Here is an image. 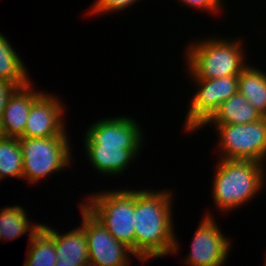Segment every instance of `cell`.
I'll return each instance as SVG.
<instances>
[{"label":"cell","instance_id":"6da1fadb","mask_svg":"<svg viewBox=\"0 0 266 266\" xmlns=\"http://www.w3.org/2000/svg\"><path fill=\"white\" fill-rule=\"evenodd\" d=\"M171 194L164 191H135L134 256L149 258L176 254ZM171 208V209H170Z\"/></svg>","mask_w":266,"mask_h":266},{"label":"cell","instance_id":"7a4b0ae2","mask_svg":"<svg viewBox=\"0 0 266 266\" xmlns=\"http://www.w3.org/2000/svg\"><path fill=\"white\" fill-rule=\"evenodd\" d=\"M142 136L141 128L133 119H101L86 132L85 151L95 169L106 175H117L138 155Z\"/></svg>","mask_w":266,"mask_h":266},{"label":"cell","instance_id":"3957f363","mask_svg":"<svg viewBox=\"0 0 266 266\" xmlns=\"http://www.w3.org/2000/svg\"><path fill=\"white\" fill-rule=\"evenodd\" d=\"M218 164L212 192L214 202L223 212L247 203L263 185L259 162L221 159Z\"/></svg>","mask_w":266,"mask_h":266},{"label":"cell","instance_id":"277c9868","mask_svg":"<svg viewBox=\"0 0 266 266\" xmlns=\"http://www.w3.org/2000/svg\"><path fill=\"white\" fill-rule=\"evenodd\" d=\"M241 41L211 39L192 44L188 49L187 65L194 79H214L239 76L248 66L244 63Z\"/></svg>","mask_w":266,"mask_h":266},{"label":"cell","instance_id":"5b68a950","mask_svg":"<svg viewBox=\"0 0 266 266\" xmlns=\"http://www.w3.org/2000/svg\"><path fill=\"white\" fill-rule=\"evenodd\" d=\"M82 205L118 241L134 254L135 191L119 190L92 194Z\"/></svg>","mask_w":266,"mask_h":266},{"label":"cell","instance_id":"8992f818","mask_svg":"<svg viewBox=\"0 0 266 266\" xmlns=\"http://www.w3.org/2000/svg\"><path fill=\"white\" fill-rule=\"evenodd\" d=\"M68 136L19 138L23 156V175L32 184L48 174L62 170L71 159Z\"/></svg>","mask_w":266,"mask_h":266},{"label":"cell","instance_id":"52a82bcc","mask_svg":"<svg viewBox=\"0 0 266 266\" xmlns=\"http://www.w3.org/2000/svg\"><path fill=\"white\" fill-rule=\"evenodd\" d=\"M215 128L224 154L221 159L262 163L266 157V117L253 123L215 125Z\"/></svg>","mask_w":266,"mask_h":266},{"label":"cell","instance_id":"ba28073f","mask_svg":"<svg viewBox=\"0 0 266 266\" xmlns=\"http://www.w3.org/2000/svg\"><path fill=\"white\" fill-rule=\"evenodd\" d=\"M82 228L87 238L89 266H128L127 252L131 249L118 242L83 205Z\"/></svg>","mask_w":266,"mask_h":266},{"label":"cell","instance_id":"9c48e42d","mask_svg":"<svg viewBox=\"0 0 266 266\" xmlns=\"http://www.w3.org/2000/svg\"><path fill=\"white\" fill-rule=\"evenodd\" d=\"M200 85L186 117V130L201 127L219 108L220 104L238 92V76L214 79H195Z\"/></svg>","mask_w":266,"mask_h":266},{"label":"cell","instance_id":"30bf717a","mask_svg":"<svg viewBox=\"0 0 266 266\" xmlns=\"http://www.w3.org/2000/svg\"><path fill=\"white\" fill-rule=\"evenodd\" d=\"M229 244L228 237L220 232L208 214L195 232L186 263L190 266H221L227 259Z\"/></svg>","mask_w":266,"mask_h":266},{"label":"cell","instance_id":"8fae6325","mask_svg":"<svg viewBox=\"0 0 266 266\" xmlns=\"http://www.w3.org/2000/svg\"><path fill=\"white\" fill-rule=\"evenodd\" d=\"M45 94L41 93L32 103L24 133L20 138L67 136L62 123L64 109L59 98Z\"/></svg>","mask_w":266,"mask_h":266},{"label":"cell","instance_id":"7c38bea8","mask_svg":"<svg viewBox=\"0 0 266 266\" xmlns=\"http://www.w3.org/2000/svg\"><path fill=\"white\" fill-rule=\"evenodd\" d=\"M30 88V83L18 87L8 99L2 115L6 137L20 138L24 133L31 105L41 94V92H32Z\"/></svg>","mask_w":266,"mask_h":266},{"label":"cell","instance_id":"4fadbf2b","mask_svg":"<svg viewBox=\"0 0 266 266\" xmlns=\"http://www.w3.org/2000/svg\"><path fill=\"white\" fill-rule=\"evenodd\" d=\"M41 227L54 239L58 261L68 264H89L87 238L82 227L63 235L46 225Z\"/></svg>","mask_w":266,"mask_h":266},{"label":"cell","instance_id":"5bb4252c","mask_svg":"<svg viewBox=\"0 0 266 266\" xmlns=\"http://www.w3.org/2000/svg\"><path fill=\"white\" fill-rule=\"evenodd\" d=\"M261 118H263L261 113L242 94L237 92L221 103L201 127L211 122L214 125L248 124Z\"/></svg>","mask_w":266,"mask_h":266},{"label":"cell","instance_id":"9a60e30c","mask_svg":"<svg viewBox=\"0 0 266 266\" xmlns=\"http://www.w3.org/2000/svg\"><path fill=\"white\" fill-rule=\"evenodd\" d=\"M238 92L266 117V74L247 66L238 76Z\"/></svg>","mask_w":266,"mask_h":266},{"label":"cell","instance_id":"2e32d148","mask_svg":"<svg viewBox=\"0 0 266 266\" xmlns=\"http://www.w3.org/2000/svg\"><path fill=\"white\" fill-rule=\"evenodd\" d=\"M26 211L20 206H8L0 211V239L12 240L20 237L26 232L32 237L42 224L30 225L26 217ZM31 226V227H30Z\"/></svg>","mask_w":266,"mask_h":266},{"label":"cell","instance_id":"e0dca14e","mask_svg":"<svg viewBox=\"0 0 266 266\" xmlns=\"http://www.w3.org/2000/svg\"><path fill=\"white\" fill-rule=\"evenodd\" d=\"M21 58L9 44L7 38L0 33V80L15 83L18 87L29 84Z\"/></svg>","mask_w":266,"mask_h":266},{"label":"cell","instance_id":"ac0fdd59","mask_svg":"<svg viewBox=\"0 0 266 266\" xmlns=\"http://www.w3.org/2000/svg\"><path fill=\"white\" fill-rule=\"evenodd\" d=\"M24 266H54L57 260L54 239L41 227L29 238Z\"/></svg>","mask_w":266,"mask_h":266},{"label":"cell","instance_id":"d6986e66","mask_svg":"<svg viewBox=\"0 0 266 266\" xmlns=\"http://www.w3.org/2000/svg\"><path fill=\"white\" fill-rule=\"evenodd\" d=\"M23 156L19 138L0 139V179L6 176L22 178Z\"/></svg>","mask_w":266,"mask_h":266},{"label":"cell","instance_id":"ffe728a7","mask_svg":"<svg viewBox=\"0 0 266 266\" xmlns=\"http://www.w3.org/2000/svg\"><path fill=\"white\" fill-rule=\"evenodd\" d=\"M136 1L139 0H97L94 7L91 9L90 12L101 14L103 12H112L117 10H122L131 6ZM100 12V13H99Z\"/></svg>","mask_w":266,"mask_h":266},{"label":"cell","instance_id":"44dd1931","mask_svg":"<svg viewBox=\"0 0 266 266\" xmlns=\"http://www.w3.org/2000/svg\"><path fill=\"white\" fill-rule=\"evenodd\" d=\"M17 88L18 86L15 83L0 80V117L3 115L9 97Z\"/></svg>","mask_w":266,"mask_h":266},{"label":"cell","instance_id":"7402d4cb","mask_svg":"<svg viewBox=\"0 0 266 266\" xmlns=\"http://www.w3.org/2000/svg\"><path fill=\"white\" fill-rule=\"evenodd\" d=\"M183 3L191 6V7H197L200 9H206L211 11H216V9H219V7H222L220 4L222 3V0H179Z\"/></svg>","mask_w":266,"mask_h":266},{"label":"cell","instance_id":"603a6c76","mask_svg":"<svg viewBox=\"0 0 266 266\" xmlns=\"http://www.w3.org/2000/svg\"><path fill=\"white\" fill-rule=\"evenodd\" d=\"M54 266H89V264H68L64 261H57Z\"/></svg>","mask_w":266,"mask_h":266},{"label":"cell","instance_id":"cb8c5ba5","mask_svg":"<svg viewBox=\"0 0 266 266\" xmlns=\"http://www.w3.org/2000/svg\"><path fill=\"white\" fill-rule=\"evenodd\" d=\"M6 137L4 129H3V124H2V117H0V139Z\"/></svg>","mask_w":266,"mask_h":266}]
</instances>
